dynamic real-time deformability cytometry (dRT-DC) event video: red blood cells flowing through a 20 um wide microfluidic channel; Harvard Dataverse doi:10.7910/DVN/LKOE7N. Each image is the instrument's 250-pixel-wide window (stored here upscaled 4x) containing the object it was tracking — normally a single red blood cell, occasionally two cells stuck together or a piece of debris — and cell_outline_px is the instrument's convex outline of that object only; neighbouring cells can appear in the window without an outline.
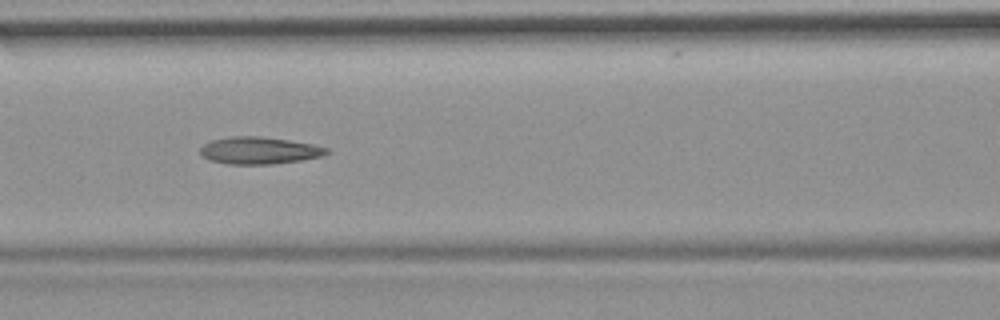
{"species": "common noctule bat (a hibernating species)", "species_latin": "Nyctalus noctula", "temperature_condition": "room temperature", "stored_images_in_passage": 11, "camera_frame_rate_fps": 3000, "um_per_image_px": 0.085, "animal": {"sex": "female", "body_mass_g": 19.9}, "frame": {"image": 1, "passage_image": 7, "time_ms": 7.667, "image_size_px": [1000, 320], "cell_outline_px": [[332, 152], [324, 156], [276, 164], [228, 164], [208, 160], [200, 152], [200, 148], [204, 144], [212, 140], [232, 136], [260, 136], [288, 140], [312, 144], [328, 148]], "centroid_in_image_um": [22.06, 12.79], "position_along_channel_um": 144.5, "area_um2": 20.06}}
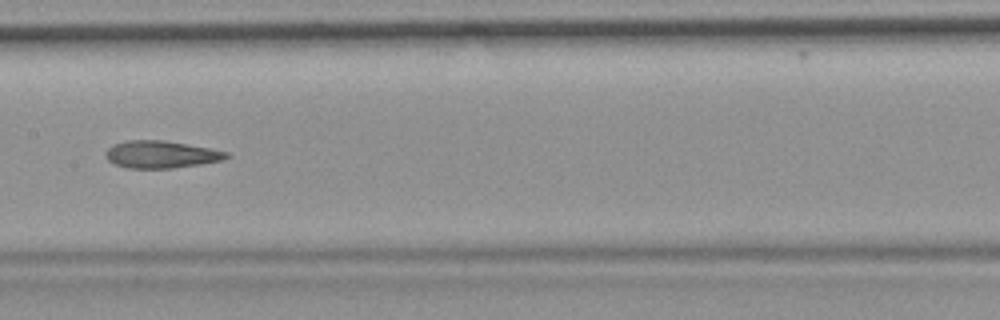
{"frame": {"image": 2, "passage_image": 8, "time_ms": 9.0, "image_size_px": [1000, 320], "cell_outline_px": [[232, 156], [224, 160], [200, 164], [172, 168], [128, 168], [112, 164], [104, 156], [104, 152], [112, 144], [128, 140], [164, 140], [212, 148], [228, 152]], "centroid_in_image_um": [13.69, 13.12], "position_along_channel_um": 193.7, "area_um2": 19.54}}